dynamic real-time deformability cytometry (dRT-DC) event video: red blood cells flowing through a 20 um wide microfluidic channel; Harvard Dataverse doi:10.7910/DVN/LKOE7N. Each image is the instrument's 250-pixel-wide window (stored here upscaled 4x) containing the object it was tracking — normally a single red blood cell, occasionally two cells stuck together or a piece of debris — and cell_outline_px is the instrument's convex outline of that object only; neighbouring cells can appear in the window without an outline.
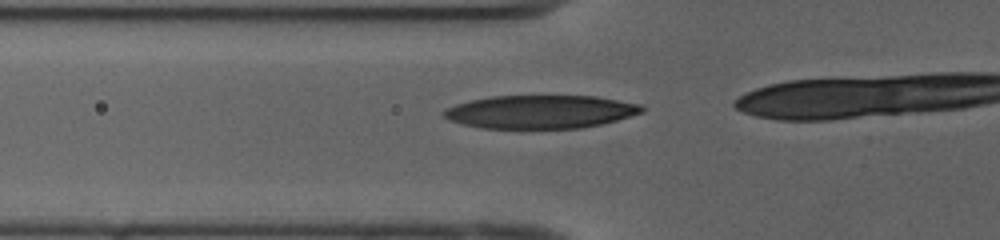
{"species": "human", "species_latin": "Homo sapiens", "temperature_condition": "cold", "stored_images_in_passage": 20, "camera_frame_rate_fps": 3000, "um_per_image_px": 0.085, "donor": {"sex": "female"}, "frame": {"image": 1, "passage_image": 15, "time_ms": 4.667, "image_size_px": [1000, 240], "cell_outline_px": [[644, 112], [616, 120], [600, 124], [580, 128], [480, 128], [448, 120], [440, 112], [456, 104], [472, 100], [492, 96], [596, 96], [640, 104], [644, 108]], "centroid_in_image_um": [45.93, 9.5], "position_along_channel_um": 79.9, "area_um2": 38.21}}
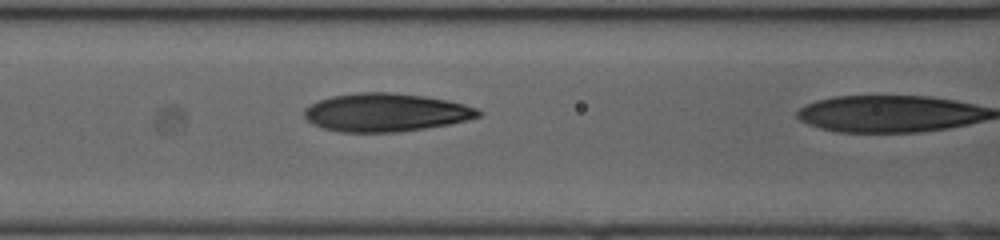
{"frame": {"image": 2, "passage_image": 19, "time_ms": 6.0, "image_size_px": [1000, 240], "cell_outline_px": [[484, 112], [480, 116], [448, 124], [424, 128], [396, 132], [340, 132], [324, 128], [312, 124], [304, 116], [304, 108], [320, 100], [332, 96], [360, 92], [392, 92], [424, 96], [448, 100], [464, 104], [476, 108]], "centroid_in_image_um": [32.79, 9.55], "position_along_channel_um": 133.8, "area_um2": 38.61}}